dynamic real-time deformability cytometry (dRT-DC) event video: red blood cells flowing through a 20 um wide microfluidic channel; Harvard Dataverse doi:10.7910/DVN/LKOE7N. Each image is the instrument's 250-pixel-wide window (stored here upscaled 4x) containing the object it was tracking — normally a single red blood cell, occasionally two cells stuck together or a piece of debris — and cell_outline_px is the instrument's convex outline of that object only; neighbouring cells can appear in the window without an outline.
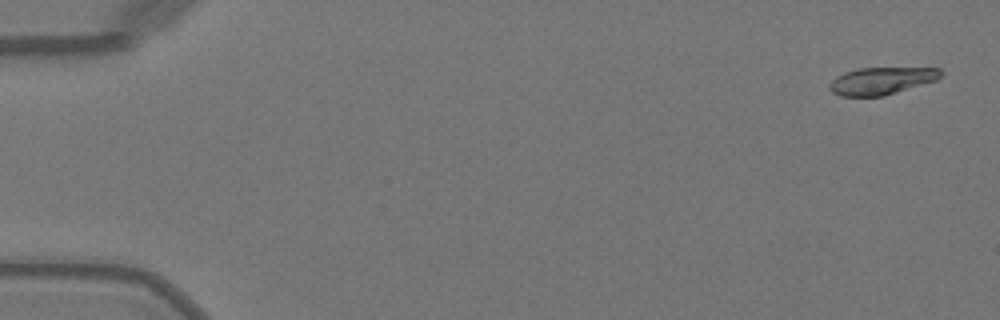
{"species": "Egyptian fruit bat (a non-hibernating species)", "species_latin": "Rousettus aegyptiacus", "temperature_condition": "warm", "stored_images_in_passage": 50, "camera_frame_rate_fps": 3000, "um_per_image_px": 0.085, "animal": {"sex": "female"}, "frame": {"image": 1, "passage_image": 2, "time_ms": 0.333, "image_size_px": [1000, 320], "cell_outline_px": [[944, 72], [936, 80], [884, 96], [840, 96], [832, 92], [828, 88], [828, 84], [836, 76], [844, 72], [860, 68], [940, 68]], "centroid_in_image_um": [74.9, 6.87], "position_along_channel_um": 10.1, "area_um2": 17.69}}
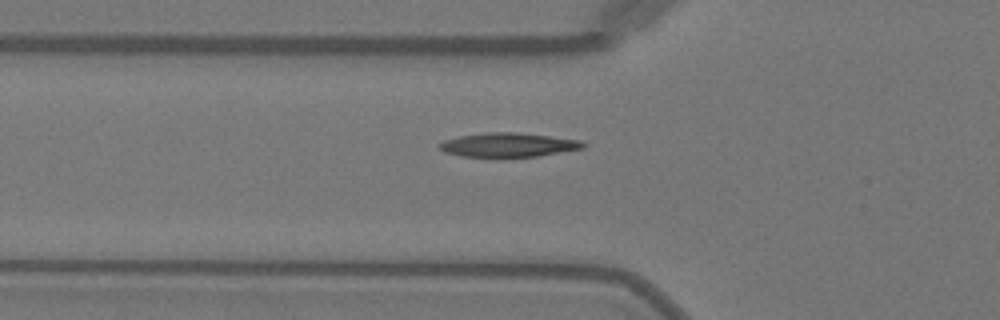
{"frame": {"image": 2, "passage_image": 18, "time_ms": 5.667, "image_size_px": [1000, 320], "cell_outline_px": [[588, 144], [584, 148], [540, 156], [460, 156], [444, 152], [436, 144], [444, 140], [460, 136], [488, 132], [516, 132], [580, 140]], "centroid_in_image_um": [43.21, 12.31], "position_along_channel_um": 82.6, "area_um2": 20.0}}
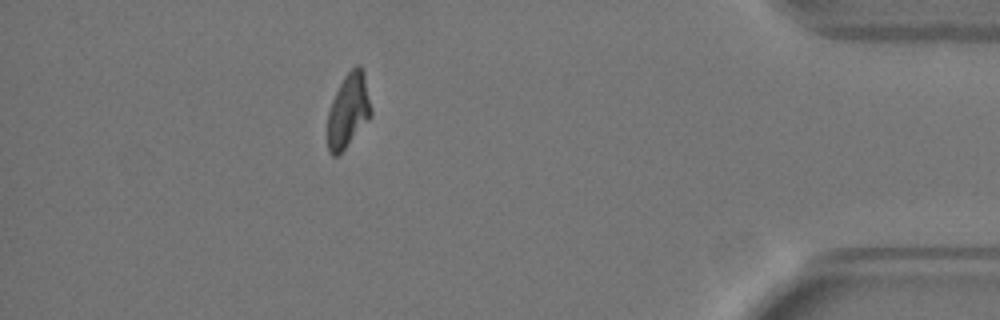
{"frame": {"image": 3, "passage_image": 45, "time_ms": 14.667, "image_size_px": [1000, 320], "cell_outline_px": [[372, 116], [344, 148], [336, 156], [332, 156], [328, 152], [328, 112], [332, 100], [344, 76], [356, 64], [360, 64], [364, 72], [372, 112]], "centroid_in_image_um": [29.61, 9.37], "position_along_channel_um": 405.6, "area_um2": 18.55}, "authors_computed_cell_mechanics": {"area_um2": 19.5075, "velocity_mm_per_s": 4.0912, "shape_relaxation_time_tau1_ms": 4.4444, "shape_relaxation_time_tau2_ms": 0.6358, "deformation_change_tau1": 0.201, "deformation_change_tau2": 0.0525}}